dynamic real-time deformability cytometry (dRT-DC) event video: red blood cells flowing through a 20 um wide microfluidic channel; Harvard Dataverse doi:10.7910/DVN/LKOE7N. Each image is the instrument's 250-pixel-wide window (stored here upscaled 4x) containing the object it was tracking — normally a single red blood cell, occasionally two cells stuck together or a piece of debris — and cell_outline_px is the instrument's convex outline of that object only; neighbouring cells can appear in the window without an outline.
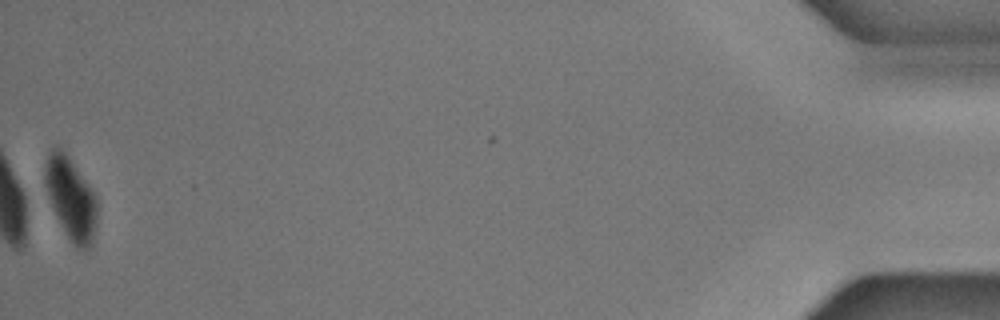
{"species": "common noctule bat (a hibernating species)", "species_latin": "Nyctalus noctula", "temperature_condition": "cold", "stored_images_in_passage": 40, "camera_frame_rate_fps": 3000, "um_per_image_px": 0.085, "animal": {"sex": "male", "body_mass_g": 17.9, "forearm_length_mm": 54.2}, "frame": {"image": 1, "passage_image": 40, "time_ms": 13.0, "image_size_px": [1000, 320], "cell_outline_px": [[96, 228], [92, 244], [88, 248], [76, 248], [72, 244], [60, 224], [56, 216], [48, 196], [44, 184], [44, 164], [48, 152], [56, 144], [64, 152], [88, 184], [96, 200]], "centroid_in_image_um": [5.98, 16.86], "position_along_channel_um": 429.2, "area_um2": 24.68}}